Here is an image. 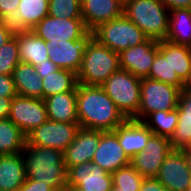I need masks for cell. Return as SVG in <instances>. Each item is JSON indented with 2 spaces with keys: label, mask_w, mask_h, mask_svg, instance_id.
<instances>
[{
  "label": "cell",
  "mask_w": 191,
  "mask_h": 191,
  "mask_svg": "<svg viewBox=\"0 0 191 191\" xmlns=\"http://www.w3.org/2000/svg\"><path fill=\"white\" fill-rule=\"evenodd\" d=\"M92 163L112 174L120 167L130 164V158L124 152L119 144L118 137L112 131H101V138Z\"/></svg>",
  "instance_id": "obj_15"
},
{
  "label": "cell",
  "mask_w": 191,
  "mask_h": 191,
  "mask_svg": "<svg viewBox=\"0 0 191 191\" xmlns=\"http://www.w3.org/2000/svg\"><path fill=\"white\" fill-rule=\"evenodd\" d=\"M92 36L112 51L120 53L146 42L147 35L125 15L100 24Z\"/></svg>",
  "instance_id": "obj_6"
},
{
  "label": "cell",
  "mask_w": 191,
  "mask_h": 191,
  "mask_svg": "<svg viewBox=\"0 0 191 191\" xmlns=\"http://www.w3.org/2000/svg\"><path fill=\"white\" fill-rule=\"evenodd\" d=\"M42 80L43 100L51 95L72 91L77 86V74L67 69H58L48 74H38Z\"/></svg>",
  "instance_id": "obj_28"
},
{
  "label": "cell",
  "mask_w": 191,
  "mask_h": 191,
  "mask_svg": "<svg viewBox=\"0 0 191 191\" xmlns=\"http://www.w3.org/2000/svg\"><path fill=\"white\" fill-rule=\"evenodd\" d=\"M15 29L10 22L0 20V48L14 36Z\"/></svg>",
  "instance_id": "obj_38"
},
{
  "label": "cell",
  "mask_w": 191,
  "mask_h": 191,
  "mask_svg": "<svg viewBox=\"0 0 191 191\" xmlns=\"http://www.w3.org/2000/svg\"><path fill=\"white\" fill-rule=\"evenodd\" d=\"M17 95L43 99L42 80L35 71V66L20 62L12 73Z\"/></svg>",
  "instance_id": "obj_25"
},
{
  "label": "cell",
  "mask_w": 191,
  "mask_h": 191,
  "mask_svg": "<svg viewBox=\"0 0 191 191\" xmlns=\"http://www.w3.org/2000/svg\"><path fill=\"white\" fill-rule=\"evenodd\" d=\"M112 175L92 162L71 166L67 169V186L82 191H110Z\"/></svg>",
  "instance_id": "obj_12"
},
{
  "label": "cell",
  "mask_w": 191,
  "mask_h": 191,
  "mask_svg": "<svg viewBox=\"0 0 191 191\" xmlns=\"http://www.w3.org/2000/svg\"><path fill=\"white\" fill-rule=\"evenodd\" d=\"M158 51L168 60L171 68V84L182 89L183 81L191 73V47L158 41Z\"/></svg>",
  "instance_id": "obj_17"
},
{
  "label": "cell",
  "mask_w": 191,
  "mask_h": 191,
  "mask_svg": "<svg viewBox=\"0 0 191 191\" xmlns=\"http://www.w3.org/2000/svg\"><path fill=\"white\" fill-rule=\"evenodd\" d=\"M126 119H132L140 108L141 78L120 69L101 85Z\"/></svg>",
  "instance_id": "obj_5"
},
{
  "label": "cell",
  "mask_w": 191,
  "mask_h": 191,
  "mask_svg": "<svg viewBox=\"0 0 191 191\" xmlns=\"http://www.w3.org/2000/svg\"><path fill=\"white\" fill-rule=\"evenodd\" d=\"M112 175V183L119 191H139L144 177L131 165H125Z\"/></svg>",
  "instance_id": "obj_31"
},
{
  "label": "cell",
  "mask_w": 191,
  "mask_h": 191,
  "mask_svg": "<svg viewBox=\"0 0 191 191\" xmlns=\"http://www.w3.org/2000/svg\"><path fill=\"white\" fill-rule=\"evenodd\" d=\"M183 154L185 155L187 166L191 173V148L183 149Z\"/></svg>",
  "instance_id": "obj_44"
},
{
  "label": "cell",
  "mask_w": 191,
  "mask_h": 191,
  "mask_svg": "<svg viewBox=\"0 0 191 191\" xmlns=\"http://www.w3.org/2000/svg\"><path fill=\"white\" fill-rule=\"evenodd\" d=\"M12 98L0 97V120L8 119Z\"/></svg>",
  "instance_id": "obj_42"
},
{
  "label": "cell",
  "mask_w": 191,
  "mask_h": 191,
  "mask_svg": "<svg viewBox=\"0 0 191 191\" xmlns=\"http://www.w3.org/2000/svg\"><path fill=\"white\" fill-rule=\"evenodd\" d=\"M77 115L81 128L111 132L126 118L101 86H76Z\"/></svg>",
  "instance_id": "obj_1"
},
{
  "label": "cell",
  "mask_w": 191,
  "mask_h": 191,
  "mask_svg": "<svg viewBox=\"0 0 191 191\" xmlns=\"http://www.w3.org/2000/svg\"><path fill=\"white\" fill-rule=\"evenodd\" d=\"M180 92L181 89L172 84L142 78L140 108L132 119L142 121L150 113L175 110Z\"/></svg>",
  "instance_id": "obj_7"
},
{
  "label": "cell",
  "mask_w": 191,
  "mask_h": 191,
  "mask_svg": "<svg viewBox=\"0 0 191 191\" xmlns=\"http://www.w3.org/2000/svg\"><path fill=\"white\" fill-rule=\"evenodd\" d=\"M20 0H0V20L11 22L16 16Z\"/></svg>",
  "instance_id": "obj_35"
},
{
  "label": "cell",
  "mask_w": 191,
  "mask_h": 191,
  "mask_svg": "<svg viewBox=\"0 0 191 191\" xmlns=\"http://www.w3.org/2000/svg\"><path fill=\"white\" fill-rule=\"evenodd\" d=\"M120 69L119 53L112 51L91 36L83 52L77 83L101 86L111 74Z\"/></svg>",
  "instance_id": "obj_3"
},
{
  "label": "cell",
  "mask_w": 191,
  "mask_h": 191,
  "mask_svg": "<svg viewBox=\"0 0 191 191\" xmlns=\"http://www.w3.org/2000/svg\"><path fill=\"white\" fill-rule=\"evenodd\" d=\"M48 46L51 43H67L69 40H81L90 31L82 18H57L47 15L33 29Z\"/></svg>",
  "instance_id": "obj_8"
},
{
  "label": "cell",
  "mask_w": 191,
  "mask_h": 191,
  "mask_svg": "<svg viewBox=\"0 0 191 191\" xmlns=\"http://www.w3.org/2000/svg\"><path fill=\"white\" fill-rule=\"evenodd\" d=\"M14 36L17 38L20 62L36 66L49 59L48 45L32 30H15Z\"/></svg>",
  "instance_id": "obj_22"
},
{
  "label": "cell",
  "mask_w": 191,
  "mask_h": 191,
  "mask_svg": "<svg viewBox=\"0 0 191 191\" xmlns=\"http://www.w3.org/2000/svg\"><path fill=\"white\" fill-rule=\"evenodd\" d=\"M79 123L47 120L27 135L28 146H42L63 151L73 142Z\"/></svg>",
  "instance_id": "obj_9"
},
{
  "label": "cell",
  "mask_w": 191,
  "mask_h": 191,
  "mask_svg": "<svg viewBox=\"0 0 191 191\" xmlns=\"http://www.w3.org/2000/svg\"><path fill=\"white\" fill-rule=\"evenodd\" d=\"M124 15L149 39L165 40L169 28L170 10L161 0H124Z\"/></svg>",
  "instance_id": "obj_4"
},
{
  "label": "cell",
  "mask_w": 191,
  "mask_h": 191,
  "mask_svg": "<svg viewBox=\"0 0 191 191\" xmlns=\"http://www.w3.org/2000/svg\"><path fill=\"white\" fill-rule=\"evenodd\" d=\"M186 191H191V184H190V186L186 189Z\"/></svg>",
  "instance_id": "obj_47"
},
{
  "label": "cell",
  "mask_w": 191,
  "mask_h": 191,
  "mask_svg": "<svg viewBox=\"0 0 191 191\" xmlns=\"http://www.w3.org/2000/svg\"><path fill=\"white\" fill-rule=\"evenodd\" d=\"M182 92L191 93V73L190 75L183 81V87L181 89Z\"/></svg>",
  "instance_id": "obj_43"
},
{
  "label": "cell",
  "mask_w": 191,
  "mask_h": 191,
  "mask_svg": "<svg viewBox=\"0 0 191 191\" xmlns=\"http://www.w3.org/2000/svg\"><path fill=\"white\" fill-rule=\"evenodd\" d=\"M169 191H186L191 184L183 150H171L155 177Z\"/></svg>",
  "instance_id": "obj_13"
},
{
  "label": "cell",
  "mask_w": 191,
  "mask_h": 191,
  "mask_svg": "<svg viewBox=\"0 0 191 191\" xmlns=\"http://www.w3.org/2000/svg\"><path fill=\"white\" fill-rule=\"evenodd\" d=\"M48 15L57 18H82L81 0H49Z\"/></svg>",
  "instance_id": "obj_33"
},
{
  "label": "cell",
  "mask_w": 191,
  "mask_h": 191,
  "mask_svg": "<svg viewBox=\"0 0 191 191\" xmlns=\"http://www.w3.org/2000/svg\"><path fill=\"white\" fill-rule=\"evenodd\" d=\"M22 154L0 155V190L18 191L26 180Z\"/></svg>",
  "instance_id": "obj_23"
},
{
  "label": "cell",
  "mask_w": 191,
  "mask_h": 191,
  "mask_svg": "<svg viewBox=\"0 0 191 191\" xmlns=\"http://www.w3.org/2000/svg\"><path fill=\"white\" fill-rule=\"evenodd\" d=\"M165 40L191 47V8L170 10L169 28Z\"/></svg>",
  "instance_id": "obj_27"
},
{
  "label": "cell",
  "mask_w": 191,
  "mask_h": 191,
  "mask_svg": "<svg viewBox=\"0 0 191 191\" xmlns=\"http://www.w3.org/2000/svg\"><path fill=\"white\" fill-rule=\"evenodd\" d=\"M110 191H119L115 186L112 185L111 190Z\"/></svg>",
  "instance_id": "obj_46"
},
{
  "label": "cell",
  "mask_w": 191,
  "mask_h": 191,
  "mask_svg": "<svg viewBox=\"0 0 191 191\" xmlns=\"http://www.w3.org/2000/svg\"><path fill=\"white\" fill-rule=\"evenodd\" d=\"M158 52V41L146 42L129 47L119 53L120 68L139 78H148L153 60Z\"/></svg>",
  "instance_id": "obj_14"
},
{
  "label": "cell",
  "mask_w": 191,
  "mask_h": 191,
  "mask_svg": "<svg viewBox=\"0 0 191 191\" xmlns=\"http://www.w3.org/2000/svg\"><path fill=\"white\" fill-rule=\"evenodd\" d=\"M63 191H82V190L79 189L78 187L65 186V188L63 189Z\"/></svg>",
  "instance_id": "obj_45"
},
{
  "label": "cell",
  "mask_w": 191,
  "mask_h": 191,
  "mask_svg": "<svg viewBox=\"0 0 191 191\" xmlns=\"http://www.w3.org/2000/svg\"><path fill=\"white\" fill-rule=\"evenodd\" d=\"M100 138L101 131L80 127L73 142L63 152L66 168L84 162H92Z\"/></svg>",
  "instance_id": "obj_18"
},
{
  "label": "cell",
  "mask_w": 191,
  "mask_h": 191,
  "mask_svg": "<svg viewBox=\"0 0 191 191\" xmlns=\"http://www.w3.org/2000/svg\"><path fill=\"white\" fill-rule=\"evenodd\" d=\"M27 144V136L10 119L0 120V155L20 154Z\"/></svg>",
  "instance_id": "obj_29"
},
{
  "label": "cell",
  "mask_w": 191,
  "mask_h": 191,
  "mask_svg": "<svg viewBox=\"0 0 191 191\" xmlns=\"http://www.w3.org/2000/svg\"><path fill=\"white\" fill-rule=\"evenodd\" d=\"M18 191H56L47 183L43 181H34L30 178H26L25 182L22 184Z\"/></svg>",
  "instance_id": "obj_37"
},
{
  "label": "cell",
  "mask_w": 191,
  "mask_h": 191,
  "mask_svg": "<svg viewBox=\"0 0 191 191\" xmlns=\"http://www.w3.org/2000/svg\"><path fill=\"white\" fill-rule=\"evenodd\" d=\"M139 191H169L156 178H144Z\"/></svg>",
  "instance_id": "obj_39"
},
{
  "label": "cell",
  "mask_w": 191,
  "mask_h": 191,
  "mask_svg": "<svg viewBox=\"0 0 191 191\" xmlns=\"http://www.w3.org/2000/svg\"><path fill=\"white\" fill-rule=\"evenodd\" d=\"M21 154L24 159L26 178L43 181L56 191H63L67 186V168L63 151L26 144Z\"/></svg>",
  "instance_id": "obj_2"
},
{
  "label": "cell",
  "mask_w": 191,
  "mask_h": 191,
  "mask_svg": "<svg viewBox=\"0 0 191 191\" xmlns=\"http://www.w3.org/2000/svg\"><path fill=\"white\" fill-rule=\"evenodd\" d=\"M49 0H20L10 24L15 30H31L48 15Z\"/></svg>",
  "instance_id": "obj_26"
},
{
  "label": "cell",
  "mask_w": 191,
  "mask_h": 191,
  "mask_svg": "<svg viewBox=\"0 0 191 191\" xmlns=\"http://www.w3.org/2000/svg\"><path fill=\"white\" fill-rule=\"evenodd\" d=\"M91 36L92 32H89L81 40H69L67 43H51L48 46L50 61L60 69H67L77 74L82 65L86 43Z\"/></svg>",
  "instance_id": "obj_19"
},
{
  "label": "cell",
  "mask_w": 191,
  "mask_h": 191,
  "mask_svg": "<svg viewBox=\"0 0 191 191\" xmlns=\"http://www.w3.org/2000/svg\"><path fill=\"white\" fill-rule=\"evenodd\" d=\"M16 95L12 75L0 74V97L13 98Z\"/></svg>",
  "instance_id": "obj_36"
},
{
  "label": "cell",
  "mask_w": 191,
  "mask_h": 191,
  "mask_svg": "<svg viewBox=\"0 0 191 191\" xmlns=\"http://www.w3.org/2000/svg\"><path fill=\"white\" fill-rule=\"evenodd\" d=\"M8 119L27 136L48 120L45 101L16 95L12 98Z\"/></svg>",
  "instance_id": "obj_10"
},
{
  "label": "cell",
  "mask_w": 191,
  "mask_h": 191,
  "mask_svg": "<svg viewBox=\"0 0 191 191\" xmlns=\"http://www.w3.org/2000/svg\"><path fill=\"white\" fill-rule=\"evenodd\" d=\"M142 122L153 134L170 138L178 124V111H156L148 114Z\"/></svg>",
  "instance_id": "obj_30"
},
{
  "label": "cell",
  "mask_w": 191,
  "mask_h": 191,
  "mask_svg": "<svg viewBox=\"0 0 191 191\" xmlns=\"http://www.w3.org/2000/svg\"><path fill=\"white\" fill-rule=\"evenodd\" d=\"M112 132L118 137L119 144L130 159L144 150L149 137L153 134L142 121L133 119H126Z\"/></svg>",
  "instance_id": "obj_20"
},
{
  "label": "cell",
  "mask_w": 191,
  "mask_h": 191,
  "mask_svg": "<svg viewBox=\"0 0 191 191\" xmlns=\"http://www.w3.org/2000/svg\"><path fill=\"white\" fill-rule=\"evenodd\" d=\"M171 10L176 8H191V0H161Z\"/></svg>",
  "instance_id": "obj_41"
},
{
  "label": "cell",
  "mask_w": 191,
  "mask_h": 191,
  "mask_svg": "<svg viewBox=\"0 0 191 191\" xmlns=\"http://www.w3.org/2000/svg\"><path fill=\"white\" fill-rule=\"evenodd\" d=\"M124 15V0H81V16L92 32L100 24Z\"/></svg>",
  "instance_id": "obj_16"
},
{
  "label": "cell",
  "mask_w": 191,
  "mask_h": 191,
  "mask_svg": "<svg viewBox=\"0 0 191 191\" xmlns=\"http://www.w3.org/2000/svg\"><path fill=\"white\" fill-rule=\"evenodd\" d=\"M47 116L52 121L79 123L77 115L76 87L44 99Z\"/></svg>",
  "instance_id": "obj_21"
},
{
  "label": "cell",
  "mask_w": 191,
  "mask_h": 191,
  "mask_svg": "<svg viewBox=\"0 0 191 191\" xmlns=\"http://www.w3.org/2000/svg\"><path fill=\"white\" fill-rule=\"evenodd\" d=\"M20 63L17 38L13 36L0 48V74L12 75Z\"/></svg>",
  "instance_id": "obj_32"
},
{
  "label": "cell",
  "mask_w": 191,
  "mask_h": 191,
  "mask_svg": "<svg viewBox=\"0 0 191 191\" xmlns=\"http://www.w3.org/2000/svg\"><path fill=\"white\" fill-rule=\"evenodd\" d=\"M148 78L171 84V68L168 60L159 51L153 60Z\"/></svg>",
  "instance_id": "obj_34"
},
{
  "label": "cell",
  "mask_w": 191,
  "mask_h": 191,
  "mask_svg": "<svg viewBox=\"0 0 191 191\" xmlns=\"http://www.w3.org/2000/svg\"><path fill=\"white\" fill-rule=\"evenodd\" d=\"M178 124L170 137L172 150L191 148V93L180 92L178 105Z\"/></svg>",
  "instance_id": "obj_24"
},
{
  "label": "cell",
  "mask_w": 191,
  "mask_h": 191,
  "mask_svg": "<svg viewBox=\"0 0 191 191\" xmlns=\"http://www.w3.org/2000/svg\"><path fill=\"white\" fill-rule=\"evenodd\" d=\"M170 138L152 134L142 152L130 159V164L144 177L155 178L171 151Z\"/></svg>",
  "instance_id": "obj_11"
},
{
  "label": "cell",
  "mask_w": 191,
  "mask_h": 191,
  "mask_svg": "<svg viewBox=\"0 0 191 191\" xmlns=\"http://www.w3.org/2000/svg\"><path fill=\"white\" fill-rule=\"evenodd\" d=\"M59 68L50 59L45 60L43 63H37L35 71L37 74H48L57 71Z\"/></svg>",
  "instance_id": "obj_40"
}]
</instances>
